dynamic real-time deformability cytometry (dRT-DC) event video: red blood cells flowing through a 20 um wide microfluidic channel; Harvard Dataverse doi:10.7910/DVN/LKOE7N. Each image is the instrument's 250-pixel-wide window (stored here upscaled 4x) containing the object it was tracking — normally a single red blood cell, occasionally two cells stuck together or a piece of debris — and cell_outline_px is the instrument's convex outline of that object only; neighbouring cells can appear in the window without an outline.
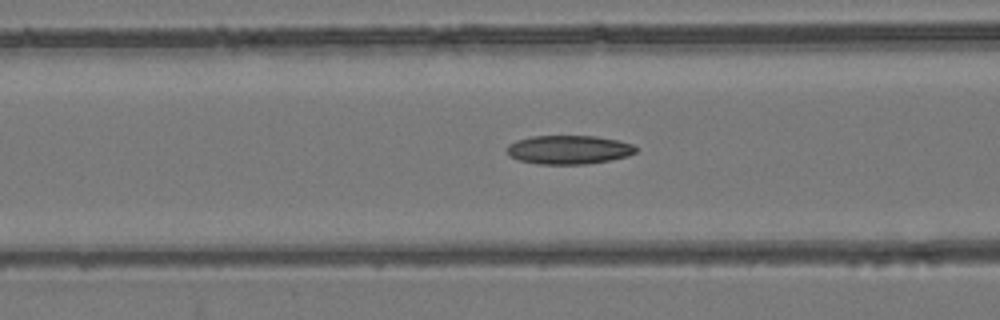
{"species": "common noctule bat (a hibernating species)", "species_latin": "Nyctalus noctula", "temperature_condition": "room temperature", "stored_images_in_passage": 47, "camera_frame_rate_fps": 3000, "um_per_image_px": 0.085, "animal": {"sex": "female", "body_mass_g": 24.6, "forearm_length_mm": 56.2}, "frame": {"image": 1, "passage_image": 16, "time_ms": 5.0, "image_size_px": [1000, 320], "cell_outline_px": [[640, 148], [636, 152], [628, 156], [608, 160], [584, 164], [536, 164], [520, 160], [508, 156], [504, 148], [508, 144], [516, 140], [532, 136], [596, 136], [616, 140], [632, 144]], "centroid_in_image_um": [48.31, 12.72], "position_along_channel_um": 118.3, "area_um2": 21.79}}
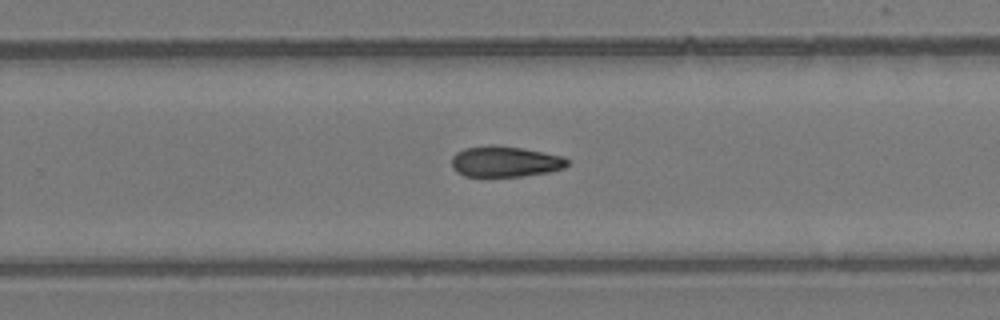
{"frame": {"image": 2, "passage_image": 29, "time_ms": 9.333, "image_size_px": [1000, 320], "cell_outline_px": [[568, 164], [564, 168], [548, 172], [524, 176], [464, 176], [456, 172], [452, 168], [452, 156], [456, 152], [464, 148], [488, 144], [496, 144], [520, 148], [564, 156], [568, 160]], "centroid_in_image_um": [42.9, 13.72], "position_along_channel_um": 286.9, "area_um2": 20.92}}
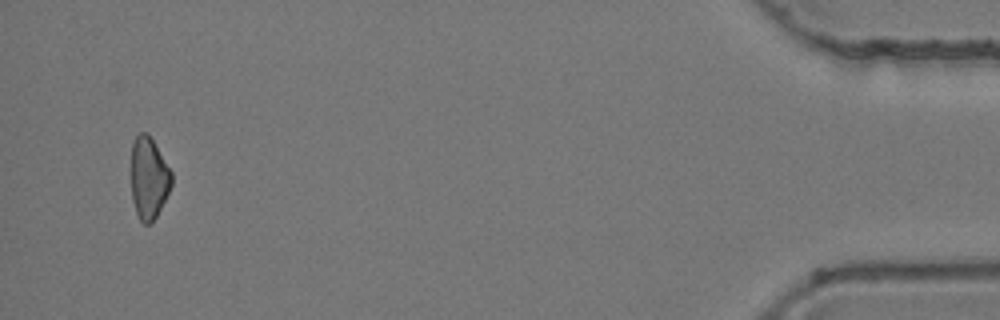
{"frame": {"image": 3, "passage_image": 46, "time_ms": 15.0, "image_size_px": [1000, 320], "cell_outline_px": [[172, 184], [156, 216], [148, 224], [144, 224], [140, 220], [136, 212], [132, 200], [132, 140], [140, 132], [148, 132], [172, 172]], "centroid_in_image_um": [12.64, 15.1], "position_along_channel_um": 422.6, "area_um2": 19.07}}